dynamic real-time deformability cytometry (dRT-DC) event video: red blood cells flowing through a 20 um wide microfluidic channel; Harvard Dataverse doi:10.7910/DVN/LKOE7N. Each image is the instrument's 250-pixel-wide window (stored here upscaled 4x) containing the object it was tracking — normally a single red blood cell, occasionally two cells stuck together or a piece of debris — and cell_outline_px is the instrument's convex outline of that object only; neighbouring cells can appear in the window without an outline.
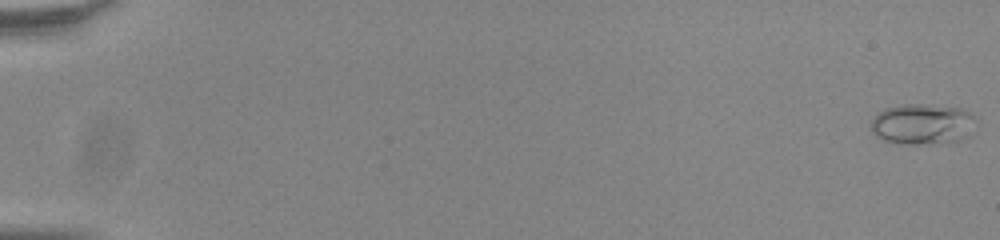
{"species": "common noctule bat (a hibernating species)", "species_latin": "Nyctalus noctula", "temperature_condition": "room temperature", "stored_images_in_passage": 51, "camera_frame_rate_fps": 3000, "um_per_image_px": 0.085, "animal": {"sex": "male", "body_mass_g": 20.0, "forearm_length_mm": 53.3}, "frame": {"image": 1, "passage_image": 1, "time_ms": 0.0, "image_size_px": [1000, 240], "cell_outline_px": [[976, 120], [960, 140], [916, 144], [908, 144], [884, 140], [872, 132], [872, 120], [884, 108], [904, 104], [920, 104], [960, 108], [968, 112]], "centroid_in_image_um": [78.35, 10.52], "position_along_channel_um": 6.7, "area_um2": 23.99}}
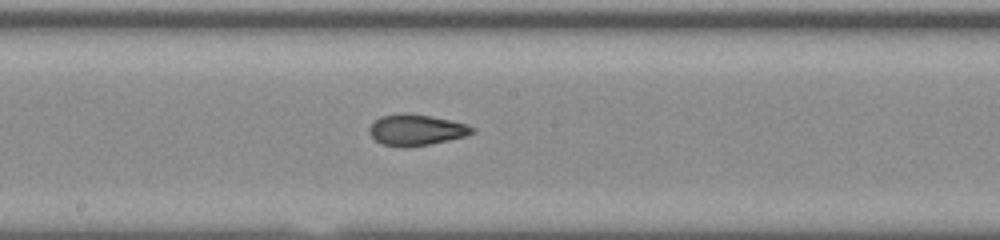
{"frame": {"image": 2, "passage_image": 32, "time_ms": 10.333, "image_size_px": [1000, 240], "cell_outline_px": [[476, 132], [464, 136], [448, 140], [428, 144], [404, 148], [380, 144], [368, 132], [368, 128], [380, 116], [408, 112], [448, 120], [464, 124], [476, 128]], "centroid_in_image_um": [35.34, 11.05], "position_along_channel_um": 212.9, "area_um2": 18.5}}
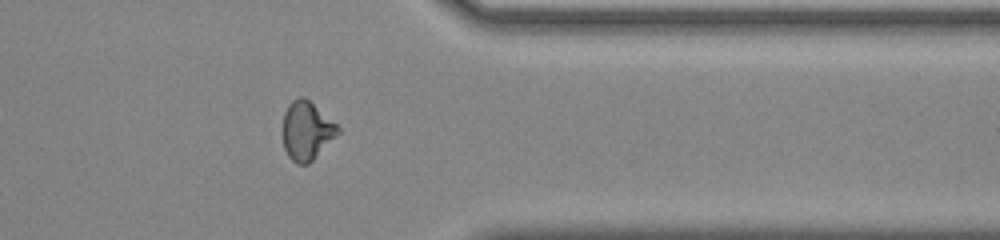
{"frame": {"image": 3, "passage_image": 46, "time_ms": 15.0, "image_size_px": [1000, 240], "cell_outline_px": [[340, 132], [308, 164], [296, 164], [288, 156], [284, 148], [280, 132], [280, 128], [284, 112], [288, 104], [292, 100], [300, 96], [304, 96], [336, 124], [340, 128]], "centroid_in_image_um": [25.99, 11.1], "position_along_channel_um": 385.4, "area_um2": 19.07}}